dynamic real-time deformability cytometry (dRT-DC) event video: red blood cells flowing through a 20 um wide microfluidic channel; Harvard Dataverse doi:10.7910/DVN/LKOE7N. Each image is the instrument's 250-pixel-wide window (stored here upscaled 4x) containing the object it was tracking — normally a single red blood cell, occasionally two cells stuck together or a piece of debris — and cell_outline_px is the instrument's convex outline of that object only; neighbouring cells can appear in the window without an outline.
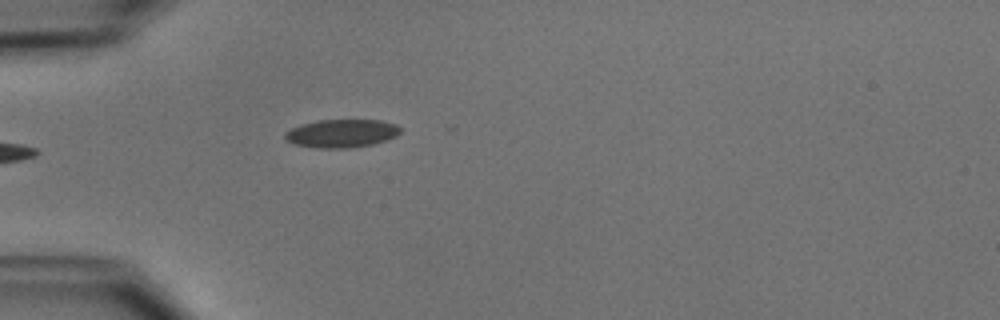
{"species": "common noctule bat (a hibernating species)", "species_latin": "Nyctalus noctula", "temperature_condition": "cold", "stored_images_in_passage": 5, "camera_frame_rate_fps": 3000, "um_per_image_px": 0.085, "animal": {"sex": "male", "body_mass_g": 15.6}, "frame": {"image": 1, "passage_image": 1, "time_ms": 0.0, "image_size_px": [1000, 320], "cell_outline_px": [[400, 132], [396, 136], [372, 144], [352, 148], [320, 148], [296, 144], [288, 140], [284, 136], [284, 132], [300, 124], [316, 120], [380, 120], [396, 124], [400, 128]], "centroid_in_image_um": [29.03, 11.33], "position_along_channel_um": 56.0, "area_um2": 18.84}}